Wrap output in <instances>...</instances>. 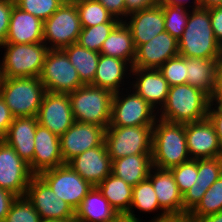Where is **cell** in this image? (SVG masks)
I'll return each instance as SVG.
<instances>
[{
  "label": "cell",
  "mask_w": 222,
  "mask_h": 222,
  "mask_svg": "<svg viewBox=\"0 0 222 222\" xmlns=\"http://www.w3.org/2000/svg\"><path fill=\"white\" fill-rule=\"evenodd\" d=\"M210 97L189 84L169 87L167 99L158 118L171 123L187 124L207 118Z\"/></svg>",
  "instance_id": "6da1fadb"
},
{
  "label": "cell",
  "mask_w": 222,
  "mask_h": 222,
  "mask_svg": "<svg viewBox=\"0 0 222 222\" xmlns=\"http://www.w3.org/2000/svg\"><path fill=\"white\" fill-rule=\"evenodd\" d=\"M179 55L185 58H220L221 45L211 26L209 9H191L187 25L178 40Z\"/></svg>",
  "instance_id": "7a4b0ae2"
},
{
  "label": "cell",
  "mask_w": 222,
  "mask_h": 222,
  "mask_svg": "<svg viewBox=\"0 0 222 222\" xmlns=\"http://www.w3.org/2000/svg\"><path fill=\"white\" fill-rule=\"evenodd\" d=\"M151 157L152 165L161 169H171L189 161L185 124L158 118L153 126Z\"/></svg>",
  "instance_id": "3957f363"
},
{
  "label": "cell",
  "mask_w": 222,
  "mask_h": 222,
  "mask_svg": "<svg viewBox=\"0 0 222 222\" xmlns=\"http://www.w3.org/2000/svg\"><path fill=\"white\" fill-rule=\"evenodd\" d=\"M76 122L95 124L106 129L111 121L113 93L90 84L68 94Z\"/></svg>",
  "instance_id": "277c9868"
},
{
  "label": "cell",
  "mask_w": 222,
  "mask_h": 222,
  "mask_svg": "<svg viewBox=\"0 0 222 222\" xmlns=\"http://www.w3.org/2000/svg\"><path fill=\"white\" fill-rule=\"evenodd\" d=\"M46 90L38 77L4 78L0 95L16 117H37Z\"/></svg>",
  "instance_id": "5b68a950"
},
{
  "label": "cell",
  "mask_w": 222,
  "mask_h": 222,
  "mask_svg": "<svg viewBox=\"0 0 222 222\" xmlns=\"http://www.w3.org/2000/svg\"><path fill=\"white\" fill-rule=\"evenodd\" d=\"M1 61L4 78H32L41 74L49 50L44 42L30 44H3Z\"/></svg>",
  "instance_id": "8992f818"
},
{
  "label": "cell",
  "mask_w": 222,
  "mask_h": 222,
  "mask_svg": "<svg viewBox=\"0 0 222 222\" xmlns=\"http://www.w3.org/2000/svg\"><path fill=\"white\" fill-rule=\"evenodd\" d=\"M153 126H108L104 142L111 160L129 155L151 154Z\"/></svg>",
  "instance_id": "52a82bcc"
},
{
  "label": "cell",
  "mask_w": 222,
  "mask_h": 222,
  "mask_svg": "<svg viewBox=\"0 0 222 222\" xmlns=\"http://www.w3.org/2000/svg\"><path fill=\"white\" fill-rule=\"evenodd\" d=\"M157 119L158 112L130 87L113 94L109 126L154 125Z\"/></svg>",
  "instance_id": "ba28073f"
},
{
  "label": "cell",
  "mask_w": 222,
  "mask_h": 222,
  "mask_svg": "<svg viewBox=\"0 0 222 222\" xmlns=\"http://www.w3.org/2000/svg\"><path fill=\"white\" fill-rule=\"evenodd\" d=\"M82 31L75 3L63 4L47 19L43 25V42L49 49H63L77 43Z\"/></svg>",
  "instance_id": "9c48e42d"
},
{
  "label": "cell",
  "mask_w": 222,
  "mask_h": 222,
  "mask_svg": "<svg viewBox=\"0 0 222 222\" xmlns=\"http://www.w3.org/2000/svg\"><path fill=\"white\" fill-rule=\"evenodd\" d=\"M39 79L53 93L70 94L84 85L62 49L48 50Z\"/></svg>",
  "instance_id": "30bf717a"
},
{
  "label": "cell",
  "mask_w": 222,
  "mask_h": 222,
  "mask_svg": "<svg viewBox=\"0 0 222 222\" xmlns=\"http://www.w3.org/2000/svg\"><path fill=\"white\" fill-rule=\"evenodd\" d=\"M39 176L50 186L57 196L75 211L83 198L93 188L68 164L43 171Z\"/></svg>",
  "instance_id": "8fae6325"
},
{
  "label": "cell",
  "mask_w": 222,
  "mask_h": 222,
  "mask_svg": "<svg viewBox=\"0 0 222 222\" xmlns=\"http://www.w3.org/2000/svg\"><path fill=\"white\" fill-rule=\"evenodd\" d=\"M25 197L39 213L41 220H75V211L53 192L39 176L34 175Z\"/></svg>",
  "instance_id": "7c38bea8"
},
{
  "label": "cell",
  "mask_w": 222,
  "mask_h": 222,
  "mask_svg": "<svg viewBox=\"0 0 222 222\" xmlns=\"http://www.w3.org/2000/svg\"><path fill=\"white\" fill-rule=\"evenodd\" d=\"M34 174L29 165L5 141H0V188L25 196Z\"/></svg>",
  "instance_id": "4fadbf2b"
},
{
  "label": "cell",
  "mask_w": 222,
  "mask_h": 222,
  "mask_svg": "<svg viewBox=\"0 0 222 222\" xmlns=\"http://www.w3.org/2000/svg\"><path fill=\"white\" fill-rule=\"evenodd\" d=\"M38 123L61 137L75 122L68 94L45 92Z\"/></svg>",
  "instance_id": "5bb4252c"
},
{
  "label": "cell",
  "mask_w": 222,
  "mask_h": 222,
  "mask_svg": "<svg viewBox=\"0 0 222 222\" xmlns=\"http://www.w3.org/2000/svg\"><path fill=\"white\" fill-rule=\"evenodd\" d=\"M105 129L89 123L74 122L60 137L61 155L64 164L104 142Z\"/></svg>",
  "instance_id": "9a60e30c"
},
{
  "label": "cell",
  "mask_w": 222,
  "mask_h": 222,
  "mask_svg": "<svg viewBox=\"0 0 222 222\" xmlns=\"http://www.w3.org/2000/svg\"><path fill=\"white\" fill-rule=\"evenodd\" d=\"M185 135L191 159L222 157V146L208 118L185 124Z\"/></svg>",
  "instance_id": "2e32d148"
},
{
  "label": "cell",
  "mask_w": 222,
  "mask_h": 222,
  "mask_svg": "<svg viewBox=\"0 0 222 222\" xmlns=\"http://www.w3.org/2000/svg\"><path fill=\"white\" fill-rule=\"evenodd\" d=\"M67 164L92 186H98L112 173V160L105 142L81 153Z\"/></svg>",
  "instance_id": "e0dca14e"
},
{
  "label": "cell",
  "mask_w": 222,
  "mask_h": 222,
  "mask_svg": "<svg viewBox=\"0 0 222 222\" xmlns=\"http://www.w3.org/2000/svg\"><path fill=\"white\" fill-rule=\"evenodd\" d=\"M178 55V40L164 31L136 49L132 68L158 69L167 60Z\"/></svg>",
  "instance_id": "ac0fdd59"
},
{
  "label": "cell",
  "mask_w": 222,
  "mask_h": 222,
  "mask_svg": "<svg viewBox=\"0 0 222 222\" xmlns=\"http://www.w3.org/2000/svg\"><path fill=\"white\" fill-rule=\"evenodd\" d=\"M131 78L130 88L158 112L166 102L170 87L161 72L158 69L132 68Z\"/></svg>",
  "instance_id": "d6986e66"
},
{
  "label": "cell",
  "mask_w": 222,
  "mask_h": 222,
  "mask_svg": "<svg viewBox=\"0 0 222 222\" xmlns=\"http://www.w3.org/2000/svg\"><path fill=\"white\" fill-rule=\"evenodd\" d=\"M33 161L29 164L34 175L64 164L61 155L60 137L37 124Z\"/></svg>",
  "instance_id": "ffe728a7"
},
{
  "label": "cell",
  "mask_w": 222,
  "mask_h": 222,
  "mask_svg": "<svg viewBox=\"0 0 222 222\" xmlns=\"http://www.w3.org/2000/svg\"><path fill=\"white\" fill-rule=\"evenodd\" d=\"M131 31L137 49L165 31L164 14L161 5L130 13L123 21Z\"/></svg>",
  "instance_id": "44dd1931"
},
{
  "label": "cell",
  "mask_w": 222,
  "mask_h": 222,
  "mask_svg": "<svg viewBox=\"0 0 222 222\" xmlns=\"http://www.w3.org/2000/svg\"><path fill=\"white\" fill-rule=\"evenodd\" d=\"M131 69L126 61L100 54L97 71L90 85L117 93L130 86L128 78L131 77Z\"/></svg>",
  "instance_id": "7402d4cb"
},
{
  "label": "cell",
  "mask_w": 222,
  "mask_h": 222,
  "mask_svg": "<svg viewBox=\"0 0 222 222\" xmlns=\"http://www.w3.org/2000/svg\"><path fill=\"white\" fill-rule=\"evenodd\" d=\"M43 25L44 22L41 19L14 5L4 44L43 42Z\"/></svg>",
  "instance_id": "603a6c76"
},
{
  "label": "cell",
  "mask_w": 222,
  "mask_h": 222,
  "mask_svg": "<svg viewBox=\"0 0 222 222\" xmlns=\"http://www.w3.org/2000/svg\"><path fill=\"white\" fill-rule=\"evenodd\" d=\"M148 178L152 182L160 207L167 214L183 213V194L178 189L171 170L153 166Z\"/></svg>",
  "instance_id": "cb8c5ba5"
},
{
  "label": "cell",
  "mask_w": 222,
  "mask_h": 222,
  "mask_svg": "<svg viewBox=\"0 0 222 222\" xmlns=\"http://www.w3.org/2000/svg\"><path fill=\"white\" fill-rule=\"evenodd\" d=\"M222 175V157L198 159L196 182L183 194V213H190Z\"/></svg>",
  "instance_id": "d4e9b609"
},
{
  "label": "cell",
  "mask_w": 222,
  "mask_h": 222,
  "mask_svg": "<svg viewBox=\"0 0 222 222\" xmlns=\"http://www.w3.org/2000/svg\"><path fill=\"white\" fill-rule=\"evenodd\" d=\"M37 124V117H16L4 139L28 165L33 161Z\"/></svg>",
  "instance_id": "484cf974"
},
{
  "label": "cell",
  "mask_w": 222,
  "mask_h": 222,
  "mask_svg": "<svg viewBox=\"0 0 222 222\" xmlns=\"http://www.w3.org/2000/svg\"><path fill=\"white\" fill-rule=\"evenodd\" d=\"M118 216L97 186H93L75 210L76 222H115Z\"/></svg>",
  "instance_id": "4316f807"
},
{
  "label": "cell",
  "mask_w": 222,
  "mask_h": 222,
  "mask_svg": "<svg viewBox=\"0 0 222 222\" xmlns=\"http://www.w3.org/2000/svg\"><path fill=\"white\" fill-rule=\"evenodd\" d=\"M152 167L151 154L129 155L112 161V174L134 187L148 178Z\"/></svg>",
  "instance_id": "83f0119b"
},
{
  "label": "cell",
  "mask_w": 222,
  "mask_h": 222,
  "mask_svg": "<svg viewBox=\"0 0 222 222\" xmlns=\"http://www.w3.org/2000/svg\"><path fill=\"white\" fill-rule=\"evenodd\" d=\"M100 54L119 58L132 67L136 56V48L131 31L123 21L111 31L103 42Z\"/></svg>",
  "instance_id": "f1b7e54d"
},
{
  "label": "cell",
  "mask_w": 222,
  "mask_h": 222,
  "mask_svg": "<svg viewBox=\"0 0 222 222\" xmlns=\"http://www.w3.org/2000/svg\"><path fill=\"white\" fill-rule=\"evenodd\" d=\"M219 60L220 58H187V84L210 97L214 91Z\"/></svg>",
  "instance_id": "f546056e"
},
{
  "label": "cell",
  "mask_w": 222,
  "mask_h": 222,
  "mask_svg": "<svg viewBox=\"0 0 222 222\" xmlns=\"http://www.w3.org/2000/svg\"><path fill=\"white\" fill-rule=\"evenodd\" d=\"M97 187L119 215L130 211L133 193L131 185L111 173Z\"/></svg>",
  "instance_id": "4dcf8cb0"
},
{
  "label": "cell",
  "mask_w": 222,
  "mask_h": 222,
  "mask_svg": "<svg viewBox=\"0 0 222 222\" xmlns=\"http://www.w3.org/2000/svg\"><path fill=\"white\" fill-rule=\"evenodd\" d=\"M62 50L77 70L81 82L84 85L91 84L97 71L100 53L86 49L78 43H73Z\"/></svg>",
  "instance_id": "1f68e13d"
},
{
  "label": "cell",
  "mask_w": 222,
  "mask_h": 222,
  "mask_svg": "<svg viewBox=\"0 0 222 222\" xmlns=\"http://www.w3.org/2000/svg\"><path fill=\"white\" fill-rule=\"evenodd\" d=\"M134 208L135 210H139L141 213L143 212V214H150L151 212L154 213L160 210L159 214L157 213L154 215L151 221L157 220L167 215V213L160 207L158 203L155 190L153 189L152 182L149 178L141 181L133 187L130 211L126 214L133 218L140 217L135 214Z\"/></svg>",
  "instance_id": "d6a6232c"
},
{
  "label": "cell",
  "mask_w": 222,
  "mask_h": 222,
  "mask_svg": "<svg viewBox=\"0 0 222 222\" xmlns=\"http://www.w3.org/2000/svg\"><path fill=\"white\" fill-rule=\"evenodd\" d=\"M82 28L106 22H121L109 13L97 0H82L75 3Z\"/></svg>",
  "instance_id": "836d02e7"
},
{
  "label": "cell",
  "mask_w": 222,
  "mask_h": 222,
  "mask_svg": "<svg viewBox=\"0 0 222 222\" xmlns=\"http://www.w3.org/2000/svg\"><path fill=\"white\" fill-rule=\"evenodd\" d=\"M222 211V175L205 192L190 215L198 221L200 218Z\"/></svg>",
  "instance_id": "e575fe53"
},
{
  "label": "cell",
  "mask_w": 222,
  "mask_h": 222,
  "mask_svg": "<svg viewBox=\"0 0 222 222\" xmlns=\"http://www.w3.org/2000/svg\"><path fill=\"white\" fill-rule=\"evenodd\" d=\"M120 22H106L82 28L77 43L86 49L100 53L103 42Z\"/></svg>",
  "instance_id": "d590c367"
},
{
  "label": "cell",
  "mask_w": 222,
  "mask_h": 222,
  "mask_svg": "<svg viewBox=\"0 0 222 222\" xmlns=\"http://www.w3.org/2000/svg\"><path fill=\"white\" fill-rule=\"evenodd\" d=\"M161 6L164 14L165 31L179 40L187 25L190 13L189 8L168 5Z\"/></svg>",
  "instance_id": "8d00e7d4"
},
{
  "label": "cell",
  "mask_w": 222,
  "mask_h": 222,
  "mask_svg": "<svg viewBox=\"0 0 222 222\" xmlns=\"http://www.w3.org/2000/svg\"><path fill=\"white\" fill-rule=\"evenodd\" d=\"M39 213L28 199L17 197L10 206L3 222H41Z\"/></svg>",
  "instance_id": "74e56055"
},
{
  "label": "cell",
  "mask_w": 222,
  "mask_h": 222,
  "mask_svg": "<svg viewBox=\"0 0 222 222\" xmlns=\"http://www.w3.org/2000/svg\"><path fill=\"white\" fill-rule=\"evenodd\" d=\"M158 70L169 86L187 84V58L180 55L167 60Z\"/></svg>",
  "instance_id": "f35d334b"
},
{
  "label": "cell",
  "mask_w": 222,
  "mask_h": 222,
  "mask_svg": "<svg viewBox=\"0 0 222 222\" xmlns=\"http://www.w3.org/2000/svg\"><path fill=\"white\" fill-rule=\"evenodd\" d=\"M62 0H15V5L21 10L38 17L43 22L47 20L61 5Z\"/></svg>",
  "instance_id": "ab89813d"
},
{
  "label": "cell",
  "mask_w": 222,
  "mask_h": 222,
  "mask_svg": "<svg viewBox=\"0 0 222 222\" xmlns=\"http://www.w3.org/2000/svg\"><path fill=\"white\" fill-rule=\"evenodd\" d=\"M170 170L178 189L184 194L197 180L198 160L190 159Z\"/></svg>",
  "instance_id": "60d3db41"
},
{
  "label": "cell",
  "mask_w": 222,
  "mask_h": 222,
  "mask_svg": "<svg viewBox=\"0 0 222 222\" xmlns=\"http://www.w3.org/2000/svg\"><path fill=\"white\" fill-rule=\"evenodd\" d=\"M15 0H0V47L7 38L9 22Z\"/></svg>",
  "instance_id": "b9f144b4"
},
{
  "label": "cell",
  "mask_w": 222,
  "mask_h": 222,
  "mask_svg": "<svg viewBox=\"0 0 222 222\" xmlns=\"http://www.w3.org/2000/svg\"><path fill=\"white\" fill-rule=\"evenodd\" d=\"M207 118L214 126L219 143L222 146V104L210 103Z\"/></svg>",
  "instance_id": "7bdbcfd3"
},
{
  "label": "cell",
  "mask_w": 222,
  "mask_h": 222,
  "mask_svg": "<svg viewBox=\"0 0 222 222\" xmlns=\"http://www.w3.org/2000/svg\"><path fill=\"white\" fill-rule=\"evenodd\" d=\"M12 112L9 110L5 100L0 95V141H4L9 127L14 120Z\"/></svg>",
  "instance_id": "ee69618b"
},
{
  "label": "cell",
  "mask_w": 222,
  "mask_h": 222,
  "mask_svg": "<svg viewBox=\"0 0 222 222\" xmlns=\"http://www.w3.org/2000/svg\"><path fill=\"white\" fill-rule=\"evenodd\" d=\"M106 10L120 21L126 19L125 0H97Z\"/></svg>",
  "instance_id": "f6af8a7d"
},
{
  "label": "cell",
  "mask_w": 222,
  "mask_h": 222,
  "mask_svg": "<svg viewBox=\"0 0 222 222\" xmlns=\"http://www.w3.org/2000/svg\"><path fill=\"white\" fill-rule=\"evenodd\" d=\"M209 15L214 36L222 45V6L209 8Z\"/></svg>",
  "instance_id": "bcb514c9"
},
{
  "label": "cell",
  "mask_w": 222,
  "mask_h": 222,
  "mask_svg": "<svg viewBox=\"0 0 222 222\" xmlns=\"http://www.w3.org/2000/svg\"><path fill=\"white\" fill-rule=\"evenodd\" d=\"M160 5V0H125L126 18L130 13Z\"/></svg>",
  "instance_id": "7dc6e473"
},
{
  "label": "cell",
  "mask_w": 222,
  "mask_h": 222,
  "mask_svg": "<svg viewBox=\"0 0 222 222\" xmlns=\"http://www.w3.org/2000/svg\"><path fill=\"white\" fill-rule=\"evenodd\" d=\"M17 198L12 192L0 188V222H3L9 212L10 206Z\"/></svg>",
  "instance_id": "c3c4849f"
},
{
  "label": "cell",
  "mask_w": 222,
  "mask_h": 222,
  "mask_svg": "<svg viewBox=\"0 0 222 222\" xmlns=\"http://www.w3.org/2000/svg\"><path fill=\"white\" fill-rule=\"evenodd\" d=\"M210 103L222 104V62L220 60L216 70L215 86L210 96Z\"/></svg>",
  "instance_id": "681fc988"
},
{
  "label": "cell",
  "mask_w": 222,
  "mask_h": 222,
  "mask_svg": "<svg viewBox=\"0 0 222 222\" xmlns=\"http://www.w3.org/2000/svg\"><path fill=\"white\" fill-rule=\"evenodd\" d=\"M151 222H198L196 221L190 213L181 214H167L157 220Z\"/></svg>",
  "instance_id": "f907efd6"
},
{
  "label": "cell",
  "mask_w": 222,
  "mask_h": 222,
  "mask_svg": "<svg viewBox=\"0 0 222 222\" xmlns=\"http://www.w3.org/2000/svg\"><path fill=\"white\" fill-rule=\"evenodd\" d=\"M190 1L191 0H160V5L179 6V7H186L189 9H191V7L192 9L200 7L198 0H192V2ZM191 3L193 5H190Z\"/></svg>",
  "instance_id": "816d5d0a"
},
{
  "label": "cell",
  "mask_w": 222,
  "mask_h": 222,
  "mask_svg": "<svg viewBox=\"0 0 222 222\" xmlns=\"http://www.w3.org/2000/svg\"><path fill=\"white\" fill-rule=\"evenodd\" d=\"M198 222H222V211L204 216Z\"/></svg>",
  "instance_id": "f5cc1de1"
},
{
  "label": "cell",
  "mask_w": 222,
  "mask_h": 222,
  "mask_svg": "<svg viewBox=\"0 0 222 222\" xmlns=\"http://www.w3.org/2000/svg\"><path fill=\"white\" fill-rule=\"evenodd\" d=\"M200 7L212 8L217 6H222V0H198Z\"/></svg>",
  "instance_id": "db71d44e"
},
{
  "label": "cell",
  "mask_w": 222,
  "mask_h": 222,
  "mask_svg": "<svg viewBox=\"0 0 222 222\" xmlns=\"http://www.w3.org/2000/svg\"><path fill=\"white\" fill-rule=\"evenodd\" d=\"M115 222H143V221L140 218H133L126 214H123V215H119L116 218ZM148 222H151V220Z\"/></svg>",
  "instance_id": "11a10c76"
},
{
  "label": "cell",
  "mask_w": 222,
  "mask_h": 222,
  "mask_svg": "<svg viewBox=\"0 0 222 222\" xmlns=\"http://www.w3.org/2000/svg\"><path fill=\"white\" fill-rule=\"evenodd\" d=\"M41 222H75V220H42Z\"/></svg>",
  "instance_id": "9f6ffc18"
},
{
  "label": "cell",
  "mask_w": 222,
  "mask_h": 222,
  "mask_svg": "<svg viewBox=\"0 0 222 222\" xmlns=\"http://www.w3.org/2000/svg\"><path fill=\"white\" fill-rule=\"evenodd\" d=\"M3 80H4V75H3V71H2V64L0 62V87L3 83Z\"/></svg>",
  "instance_id": "6f0895ef"
},
{
  "label": "cell",
  "mask_w": 222,
  "mask_h": 222,
  "mask_svg": "<svg viewBox=\"0 0 222 222\" xmlns=\"http://www.w3.org/2000/svg\"><path fill=\"white\" fill-rule=\"evenodd\" d=\"M78 1H82V0H69V2H73V3H76Z\"/></svg>",
  "instance_id": "680465c9"
},
{
  "label": "cell",
  "mask_w": 222,
  "mask_h": 222,
  "mask_svg": "<svg viewBox=\"0 0 222 222\" xmlns=\"http://www.w3.org/2000/svg\"><path fill=\"white\" fill-rule=\"evenodd\" d=\"M220 61L222 62V45H221Z\"/></svg>",
  "instance_id": "91938a15"
}]
</instances>
